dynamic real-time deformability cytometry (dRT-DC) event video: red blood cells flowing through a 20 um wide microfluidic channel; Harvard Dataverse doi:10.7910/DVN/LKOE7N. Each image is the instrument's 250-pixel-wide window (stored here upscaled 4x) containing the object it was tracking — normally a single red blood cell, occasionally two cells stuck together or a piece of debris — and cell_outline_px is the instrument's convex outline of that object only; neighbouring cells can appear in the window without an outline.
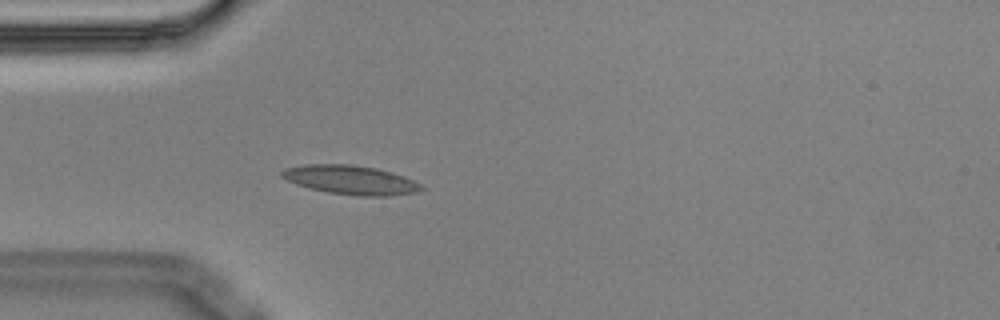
{"species": "Egyptian fruit bat (a non-hibernating species)", "species_latin": "Rousettus aegyptiacus", "temperature_condition": "cold", "stored_images_in_passage": 4, "camera_frame_rate_fps": 3000, "um_per_image_px": 0.085, "animal": {"sex": "male"}, "frame": {"image": 1, "passage_image": 4, "time_ms": 1.0, "image_size_px": [1000, 320], "cell_outline_px": [[424, 188], [416, 192], [388, 196], [356, 196], [328, 192], [296, 184], [280, 176], [280, 172], [284, 168], [304, 164], [352, 164], [376, 168], [392, 172], [404, 176], [420, 184]], "centroid_in_image_um": [29.79, 15.28], "position_along_channel_um": 55.2, "area_um2": 23.58}}